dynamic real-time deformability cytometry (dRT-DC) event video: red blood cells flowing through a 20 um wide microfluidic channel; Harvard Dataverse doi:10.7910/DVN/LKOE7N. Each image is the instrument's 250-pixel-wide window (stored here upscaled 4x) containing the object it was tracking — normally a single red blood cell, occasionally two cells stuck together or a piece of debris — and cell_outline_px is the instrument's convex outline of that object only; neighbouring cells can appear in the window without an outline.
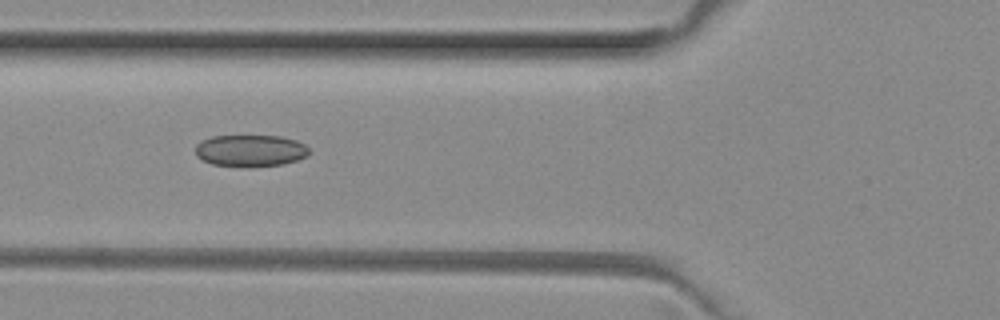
{"species": "common noctule bat (a hibernating species)", "species_latin": "Nyctalus noctula", "temperature_condition": "room temperature", "stored_images_in_passage": 4, "camera_frame_rate_fps": 3000, "um_per_image_px": 0.085, "animal": {"sex": "female", "body_mass_g": 29.2, "forearm_length_mm": 56.3}, "frame": {"image": 1, "passage_image": 2, "time_ms": 0.333, "image_size_px": [1000, 320], "cell_outline_px": [[308, 152], [304, 156], [296, 160], [280, 164], [248, 168], [240, 168], [212, 164], [196, 156], [196, 144], [212, 136], [280, 136], [296, 140], [304, 144], [308, 148]], "centroid_in_image_um": [21.25, 12.82], "position_along_channel_um": 104.6, "area_um2": 21.1}}
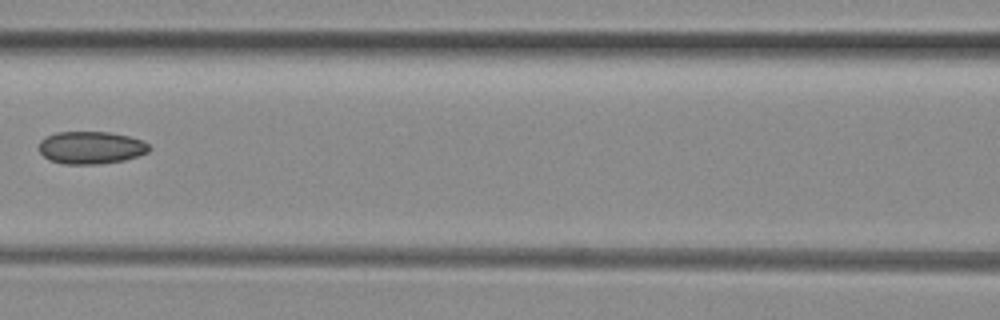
{"frame": {"image": 2, "passage_image": 3, "time_ms": 0.667, "image_size_px": [1000, 320], "cell_outline_px": [[152, 148], [148, 152], [124, 160], [100, 164], [64, 164], [48, 160], [40, 152], [40, 140], [44, 136], [56, 132], [108, 132], [128, 136], [144, 140]], "centroid_in_image_um": [7.73, 12.54], "position_along_channel_um": 158.9, "area_um2": 21.04}}
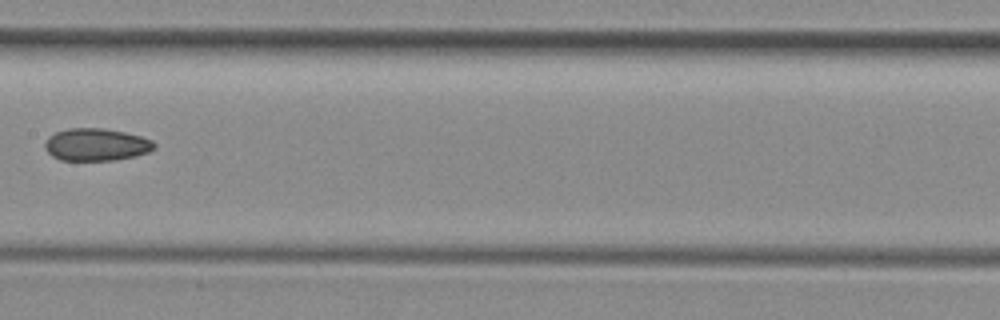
{"frame": {"image": 3, "passage_image": 4, "time_ms": 1.0, "image_size_px": [1000, 320], "cell_outline_px": [[156, 148], [148, 152], [136, 156], [116, 160], [60, 160], [52, 156], [44, 148], [44, 144], [48, 136], [56, 132], [68, 128], [104, 128], [124, 132], [140, 136], [152, 140], [156, 144]], "centroid_in_image_um": [8.18, 12.29], "position_along_channel_um": 199.2, "area_um2": 20.81}}